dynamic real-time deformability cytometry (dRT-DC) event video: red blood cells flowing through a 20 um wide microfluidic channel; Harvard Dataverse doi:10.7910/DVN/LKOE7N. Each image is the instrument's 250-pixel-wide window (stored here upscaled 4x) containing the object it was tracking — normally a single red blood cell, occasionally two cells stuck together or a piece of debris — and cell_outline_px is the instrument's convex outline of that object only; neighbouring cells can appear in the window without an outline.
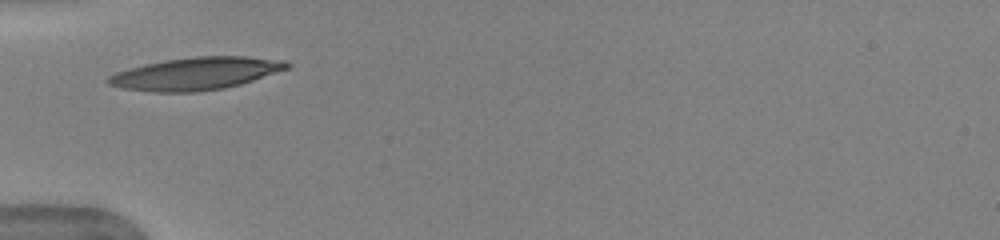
{"species": "human", "species_latin": "Homo sapiens", "temperature_condition": "warm", "stored_images_in_passage": 30, "camera_frame_rate_fps": 3000, "um_per_image_px": 0.085, "donor": {"sex": "female"}, "frame": {"image": 1, "passage_image": 1, "time_ms": 0.0, "image_size_px": [1000, 240], "cell_outline_px": [[292, 64], [288, 68], [240, 84], [224, 88], [196, 92], [152, 92], [124, 88], [108, 84], [104, 80], [108, 76], [116, 72], [144, 64], [164, 60], [196, 56], [244, 56], [284, 60]], "centroid_in_image_um": [16.62, 6.25], "position_along_channel_um": 68.4, "area_um2": 33.76}, "authors_computed_cell_mechanics": {"area_um2": 31.7611, "velocity_mm_per_s": 3.9213, "shape_relaxation_time_tau1_ms": 3.5644, "shape_relaxation_time_tau2_ms": 0.934, "deformation_change_tau1": 0.1813, "deformation_change_tau2": 0.0777}}